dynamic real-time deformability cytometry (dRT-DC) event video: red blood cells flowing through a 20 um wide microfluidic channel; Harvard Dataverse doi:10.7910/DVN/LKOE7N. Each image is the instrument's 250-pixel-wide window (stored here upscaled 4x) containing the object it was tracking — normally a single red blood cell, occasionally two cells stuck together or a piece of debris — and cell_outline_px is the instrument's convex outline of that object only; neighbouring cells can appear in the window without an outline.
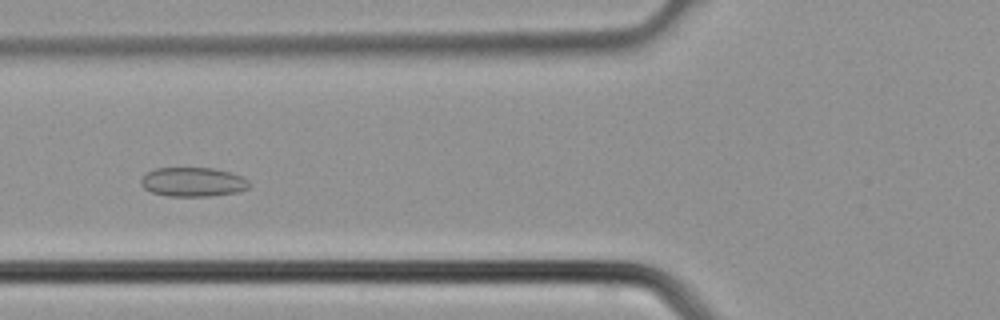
{"species": "common noctule bat (a hibernating species)", "species_latin": "Nyctalus noctula", "temperature_condition": "cold", "stored_images_in_passage": 27, "camera_frame_rate_fps": 3000, "um_per_image_px": 0.085, "animal": {"sex": "male", "body_mass_g": 21.5, "forearm_length_mm": 52.0}, "frame": {"image": 1, "passage_image": 11, "time_ms": 3.333, "image_size_px": [1000, 320], "cell_outline_px": [[252, 184], [248, 188], [236, 192], [212, 196], [168, 196], [152, 192], [144, 188], [140, 184], [140, 180], [148, 172], [156, 168], [216, 168], [232, 172], [248, 180]], "centroid_in_image_um": [16.43, 15.46], "position_along_channel_um": 109.4, "area_um2": 18.5}}
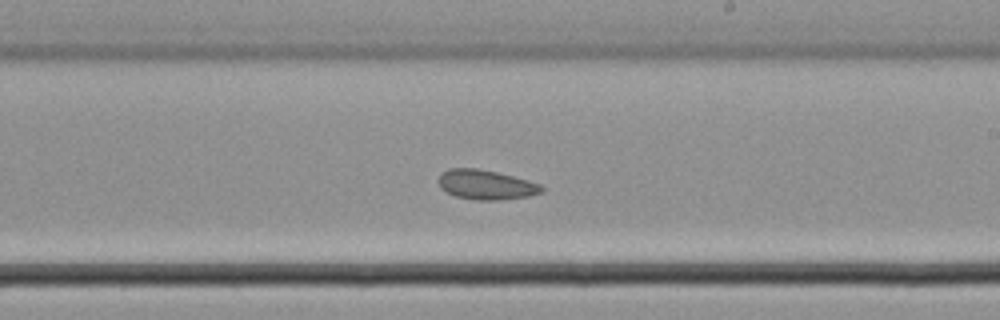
{"frame": {"image": 2, "passage_image": 19, "time_ms": 6.0, "image_size_px": [1000, 320], "cell_outline_px": [[544, 192], [528, 196], [500, 200], [476, 200], [456, 196], [444, 192], [440, 188], [440, 172], [448, 168], [476, 168], [496, 172], [528, 180], [540, 184], [544, 188]], "centroid_in_image_um": [41.3, 15.7], "position_along_channel_um": 247.7, "area_um2": 17.86}}
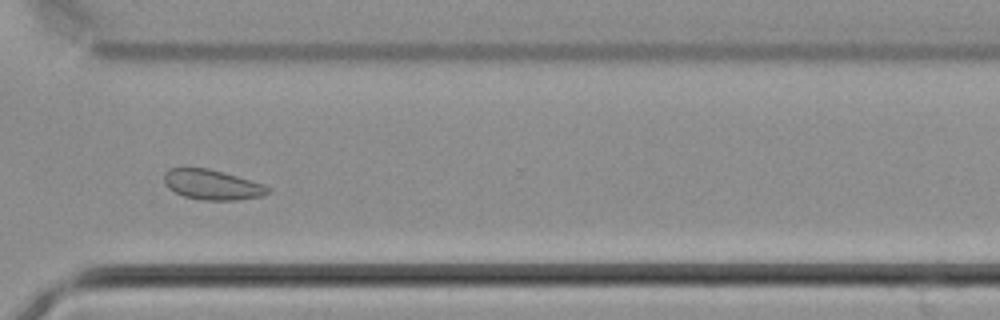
{"frame": {"image": 3, "passage_image": 25, "time_ms": 8.0, "image_size_px": [1000, 320], "cell_outline_px": [[272, 192], [264, 196], [236, 200], [200, 200], [184, 196], [168, 188], [164, 184], [164, 172], [172, 168], [208, 168], [264, 184], [272, 188]], "centroid_in_image_um": [18.07, 15.71], "position_along_channel_um": 352.5, "area_um2": 18.26}}